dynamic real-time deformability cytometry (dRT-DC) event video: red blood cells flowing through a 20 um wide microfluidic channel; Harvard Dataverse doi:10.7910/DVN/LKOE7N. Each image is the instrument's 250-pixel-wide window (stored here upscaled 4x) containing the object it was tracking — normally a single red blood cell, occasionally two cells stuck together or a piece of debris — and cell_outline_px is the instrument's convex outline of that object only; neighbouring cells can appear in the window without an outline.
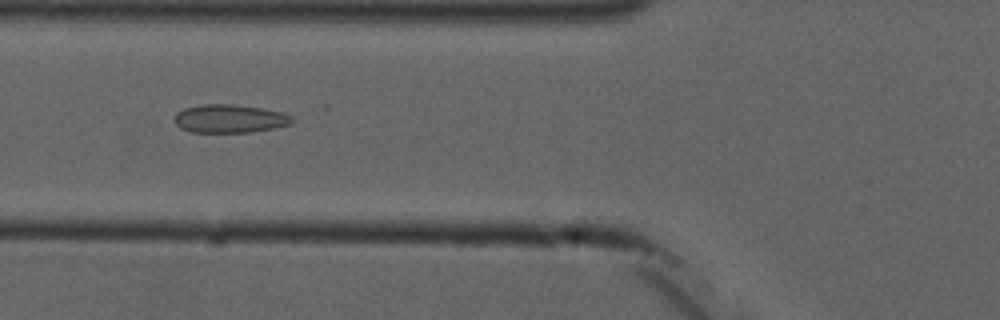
{"species": "common noctule bat (a hibernating species)", "species_latin": "Nyctalus noctula", "temperature_condition": "cold", "stored_images_in_passage": 7, "camera_frame_rate_fps": 3000, "um_per_image_px": 0.085, "animal": {"sex": "male", "forearm_length_mm": 52.5}, "frame": {"image": 1, "passage_image": 6, "time_ms": 6.333, "image_size_px": [1000, 320], "cell_outline_px": [[292, 124], [276, 128], [252, 132], [188, 132], [180, 128], [176, 124], [176, 112], [184, 108], [200, 104], [232, 104], [264, 108], [284, 112], [292, 116]], "centroid_in_image_um": [19.55, 10.08], "position_along_channel_um": 106.2, "area_um2": 19.65}}
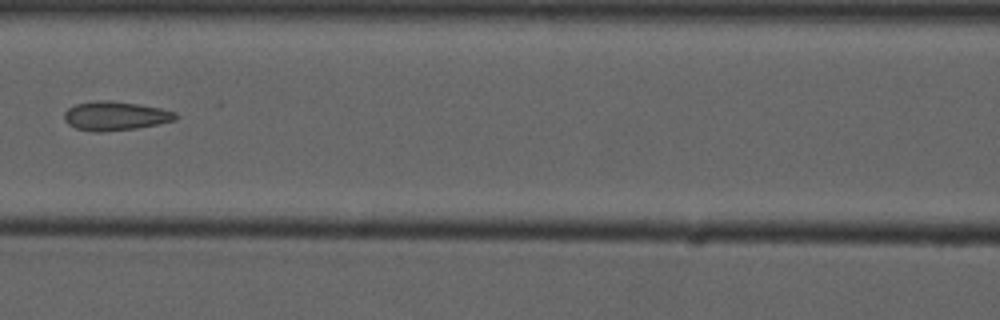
{"frame": {"image": 2, "passage_image": 7, "time_ms": 7.667, "image_size_px": [1000, 320], "cell_outline_px": [[180, 116], [176, 120], [136, 128], [104, 132], [92, 132], [76, 128], [68, 124], [64, 120], [64, 112], [68, 108], [76, 104], [96, 100], [108, 100], [136, 104], [160, 108], [176, 112]], "centroid_in_image_um": [9.79, 9.86], "position_along_channel_um": 156.8, "area_um2": 18.84}}